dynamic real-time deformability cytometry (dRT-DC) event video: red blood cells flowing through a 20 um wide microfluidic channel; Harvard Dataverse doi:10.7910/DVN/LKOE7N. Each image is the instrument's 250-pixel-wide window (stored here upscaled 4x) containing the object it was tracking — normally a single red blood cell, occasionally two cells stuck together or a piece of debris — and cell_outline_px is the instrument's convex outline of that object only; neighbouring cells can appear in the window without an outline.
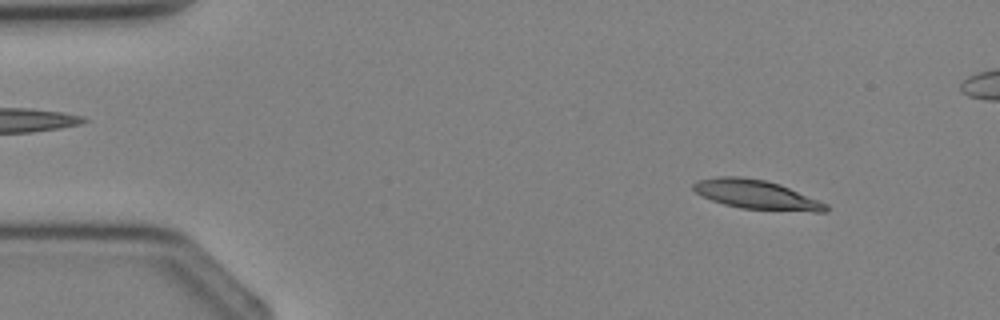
{"species": "Egyptian fruit bat (a non-hibernating species)", "species_latin": "Rousettus aegyptiacus", "temperature_condition": "cold", "stored_images_in_passage": 3, "camera_frame_rate_fps": 3000, "um_per_image_px": 0.085, "animal": {"sex": "female"}, "frame": {"image": 1, "passage_image": 1, "time_ms": 0.0, "image_size_px": [1000, 320], "cell_outline_px": [[828, 212], [812, 212], [740, 208], [724, 204], [712, 200], [696, 192], [692, 188], [692, 184], [696, 180], [716, 176], [736, 176], [764, 180], [780, 184], [828, 204]], "centroid_in_image_um": [64.29, 16.54], "position_along_channel_um": 20.7, "area_um2": 22.48}}